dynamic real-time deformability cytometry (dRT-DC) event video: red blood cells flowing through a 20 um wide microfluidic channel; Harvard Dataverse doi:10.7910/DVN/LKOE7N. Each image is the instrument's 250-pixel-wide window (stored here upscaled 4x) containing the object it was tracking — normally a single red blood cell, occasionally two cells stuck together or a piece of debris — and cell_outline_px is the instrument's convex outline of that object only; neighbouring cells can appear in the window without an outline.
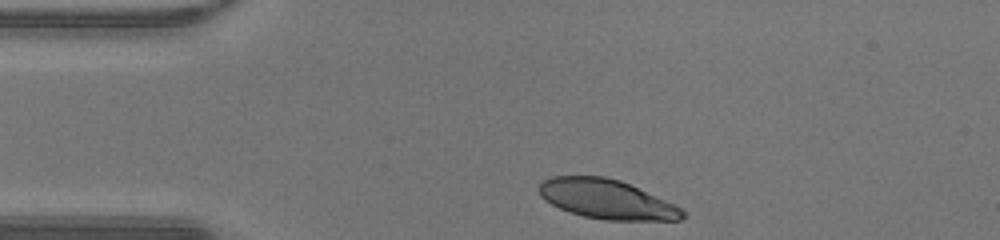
{"species": "human", "species_latin": "Homo sapiens", "temperature_condition": "warm", "stored_images_in_passage": 30, "camera_frame_rate_fps": 3000, "um_per_image_px": 0.085, "donor": {"sex": "male"}, "frame": {"image": 1, "passage_image": 1, "time_ms": 0.0, "image_size_px": [1000, 240], "cell_outline_px": [[688, 216], [680, 220], [604, 220], [584, 216], [568, 212], [544, 200], [540, 196], [536, 188], [544, 180], [552, 176], [604, 176], [620, 180], [664, 200], [680, 208]], "centroid_in_image_um": [51.52, 16.93], "position_along_channel_um": 33.5, "area_um2": 32.77}}
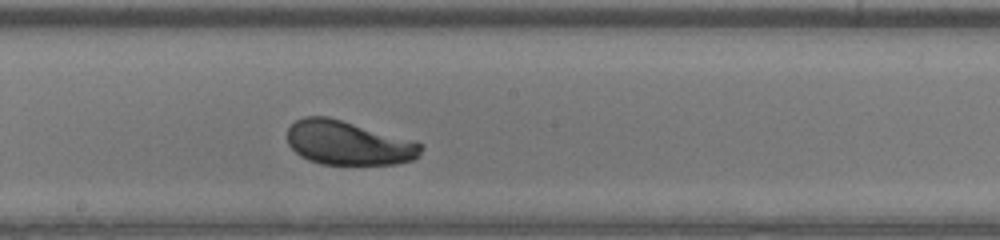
{"frame": {"image": 2, "passage_image": 17, "time_ms": 5.333, "image_size_px": [1000, 240], "cell_outline_px": [[424, 148], [420, 156], [412, 160], [396, 164], [320, 164], [308, 160], [300, 156], [288, 144], [288, 128], [296, 120], [304, 116], [328, 116], [416, 140], [424, 144]], "centroid_in_image_um": [29.66, 12.15], "position_along_channel_um": 218.5, "area_um2": 34.8}}
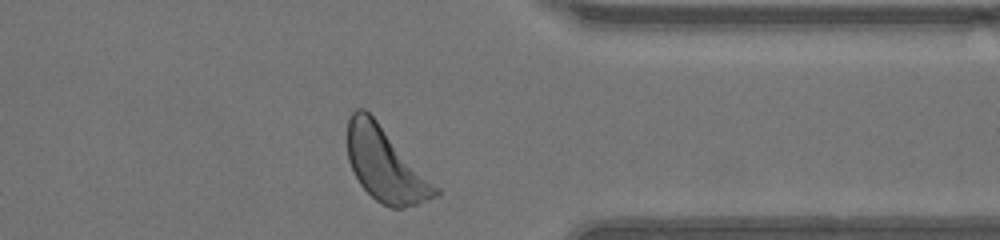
{"frame": {"image": 3, "passage_image": 29, "time_ms": 9.333, "image_size_px": [1000, 240], "cell_outline_px": [[440, 192], [436, 196], [428, 200], [404, 208], [392, 208], [376, 200], [360, 184], [348, 160], [348, 120], [352, 112], [356, 108], [364, 108], [376, 120], [440, 188]], "centroid_in_image_um": [32.77, 14.0], "position_along_channel_um": 378.6, "area_um2": 37.28}, "authors_computed_cell_mechanics": {"area_um2": 34.8245, "velocity_mm_per_s": 4.2506, "shape_relaxation_time_tau1_ms": 2.0658, "shape_relaxation_time_tau2_ms": null, "deformation_change_tau1": 0.1177, "deformation_change_tau2": null}}